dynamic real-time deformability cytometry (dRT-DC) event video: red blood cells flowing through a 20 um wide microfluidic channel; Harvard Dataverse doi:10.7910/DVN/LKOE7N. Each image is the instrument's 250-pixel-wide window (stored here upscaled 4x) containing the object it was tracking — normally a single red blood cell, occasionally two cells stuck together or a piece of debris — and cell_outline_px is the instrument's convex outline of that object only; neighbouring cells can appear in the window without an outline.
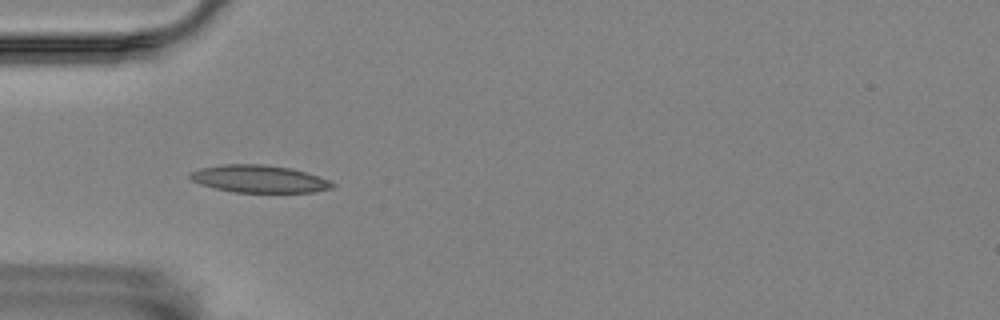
{"species": "Egyptian fruit bat (a non-hibernating species)", "species_latin": "Rousettus aegyptiacus", "temperature_condition": "room temperature", "stored_images_in_passage": 57, "camera_frame_rate_fps": 3000, "um_per_image_px": 0.085, "animal": {"sex": "female"}, "frame": {"image": 1, "passage_image": 18, "time_ms": 5.667, "image_size_px": [1000, 320], "cell_outline_px": [[336, 184], [332, 188], [312, 192], [236, 192], [216, 188], [200, 184], [192, 180], [188, 176], [188, 172], [200, 168], [224, 164], [264, 164], [292, 168], [328, 180]], "centroid_in_image_um": [21.99, 15.2], "position_along_channel_um": 63.0, "area_um2": 22.6}}
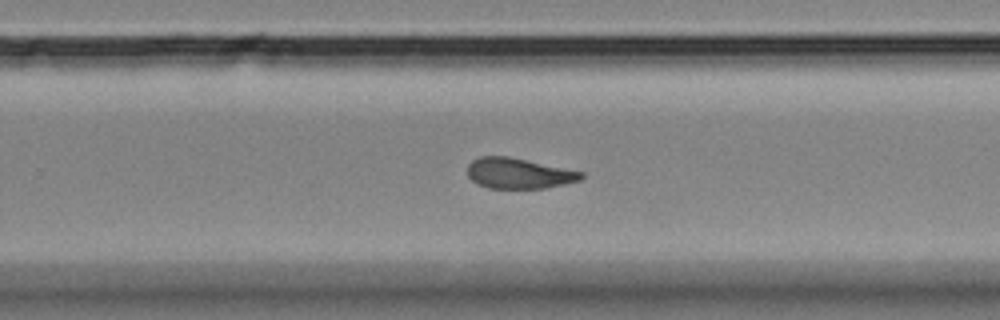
{"frame": {"image": 2, "passage_image": 37, "time_ms": 12.0, "image_size_px": [1000, 320], "cell_outline_px": [[584, 176], [580, 180], [564, 184], [544, 188], [488, 188], [476, 184], [468, 176], [468, 164], [472, 160], [480, 156], [508, 156], [584, 172]], "centroid_in_image_um": [44.07, 14.73], "position_along_channel_um": 285.7, "area_um2": 20.23}}
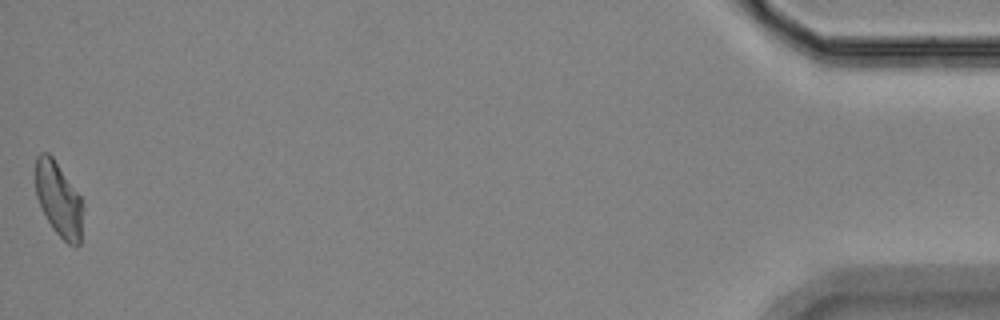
{"frame": {"image": 3, "passage_image": 57, "time_ms": 18.667, "image_size_px": [1000, 320], "cell_outline_px": [[84, 204], [80, 244], [76, 248], [68, 244], [52, 228], [36, 196], [36, 156], [40, 152], [48, 152], [52, 156], [80, 196]], "centroid_in_image_um": [5.01, 16.97], "position_along_channel_um": 430.2, "area_um2": 20.52}, "authors_computed_cell_mechanics": {"area_um2": 20.9814, "velocity_mm_per_s": 3.5295, "shape_relaxation_time_tau1_ms": 10.754, "shape_relaxation_time_tau2_ms": 1.8964, "deformation_change_tau1": 0.242, "deformation_change_tau2": 0.0914}}